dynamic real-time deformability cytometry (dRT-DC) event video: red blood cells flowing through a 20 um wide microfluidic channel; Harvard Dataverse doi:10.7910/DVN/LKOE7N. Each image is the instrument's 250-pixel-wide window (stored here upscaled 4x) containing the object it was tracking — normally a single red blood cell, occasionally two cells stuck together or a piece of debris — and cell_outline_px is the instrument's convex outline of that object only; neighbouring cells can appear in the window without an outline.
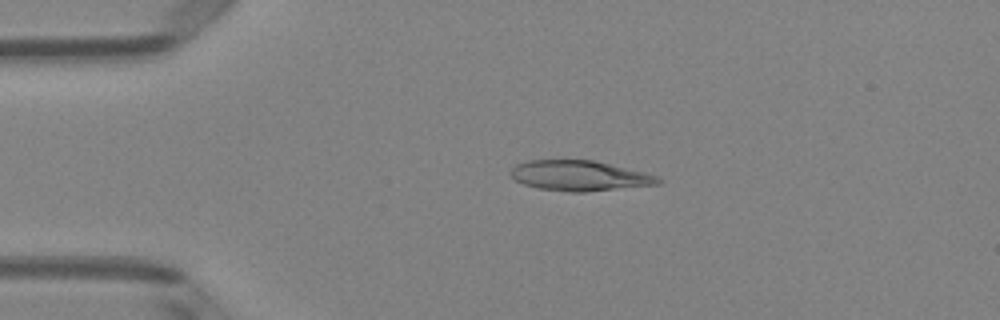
{"species": "Egyptian fruit bat (a non-hibernating species)", "species_latin": "Rousettus aegyptiacus", "temperature_condition": "room temperature", "stored_images_in_passage": 50, "camera_frame_rate_fps": 3000, "um_per_image_px": 0.085, "animal": {"sex": "female"}, "frame": {"image": 1, "passage_image": 11, "time_ms": 3.333, "image_size_px": [1000, 320], "cell_outline_px": [[664, 180], [660, 184], [584, 192], [568, 192], [540, 188], [524, 184], [512, 180], [508, 172], [516, 164], [528, 160], [592, 160], [644, 172], [656, 176]], "centroid_in_image_um": [49.21, 14.94], "position_along_channel_um": 35.8, "area_um2": 26.01}}
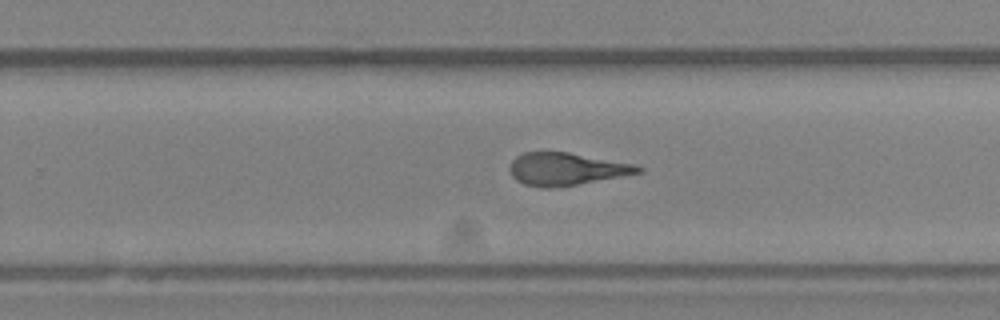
{"frame": {"image": 2, "passage_image": 32, "time_ms": 10.333, "image_size_px": [1000, 320], "cell_outline_px": [[644, 168], [640, 172], [560, 188], [540, 188], [524, 184], [516, 180], [512, 176], [508, 168], [512, 160], [516, 156], [524, 152], [568, 152], [636, 164]], "centroid_in_image_um": [48.09, 14.37], "position_along_channel_um": 281.7, "area_um2": 24.51}}
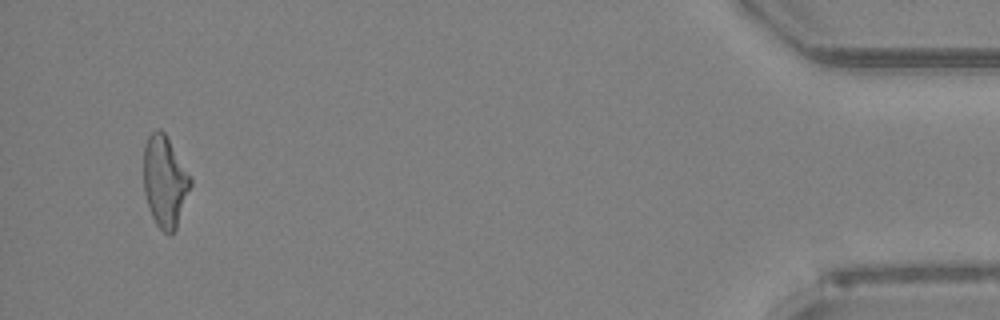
{"frame": {"image": 3, "passage_image": 48, "time_ms": 15.667, "image_size_px": [1000, 320], "cell_outline_px": [[192, 184], [176, 228], [168, 236], [156, 224], [152, 216], [144, 192], [144, 144], [148, 136], [156, 128], [160, 128], [164, 132], [192, 180]], "centroid_in_image_um": [14.0, 15.42], "position_along_channel_um": 421.2, "area_um2": 24.62}, "authors_computed_cell_mechanics": {"area_um2": 25.2586, "velocity_mm_per_s": 4.0793, "shape_relaxation_time_tau1_ms": 9.1519, "shape_relaxation_time_tau2_ms": 1.5918, "deformation_change_tau1": 0.2679, "deformation_change_tau2": 0.0894}}